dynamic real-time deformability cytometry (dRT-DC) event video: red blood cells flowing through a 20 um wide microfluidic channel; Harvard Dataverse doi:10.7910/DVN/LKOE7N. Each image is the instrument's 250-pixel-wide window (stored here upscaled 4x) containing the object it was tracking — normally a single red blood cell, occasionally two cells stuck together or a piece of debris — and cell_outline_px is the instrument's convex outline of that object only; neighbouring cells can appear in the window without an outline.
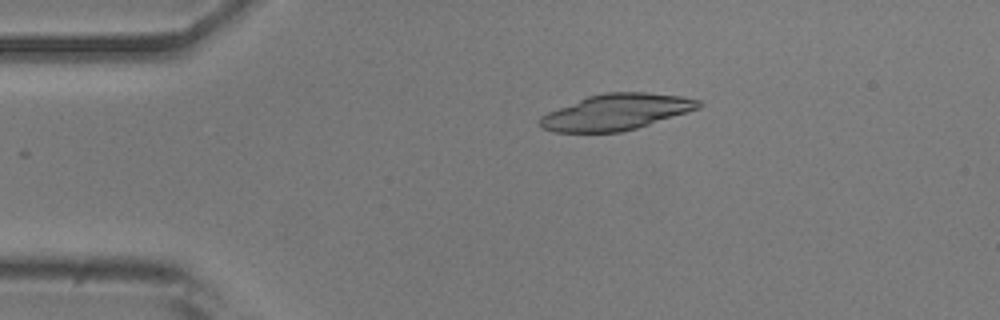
{"species": "common noctule bat (a hibernating species)", "species_latin": "Nyctalus noctula", "temperature_condition": "room temperature", "stored_images_in_passage": 44, "camera_frame_rate_fps": 3000, "um_per_image_px": 0.085, "animal": {"sex": "male", "body_mass_g": 20.5, "forearm_length_mm": 52.5}, "frame": {"image": 1, "passage_image": 2, "time_ms": 0.333, "image_size_px": [1000, 320], "cell_outline_px": [[704, 104], [700, 108], [636, 128], [620, 132], [556, 132], [540, 128], [540, 116], [548, 112], [588, 96], [604, 92], [644, 92], [684, 96], [700, 100]], "centroid_in_image_um": [52.4, 9.51], "position_along_channel_um": 32.6, "area_um2": 33.18}}